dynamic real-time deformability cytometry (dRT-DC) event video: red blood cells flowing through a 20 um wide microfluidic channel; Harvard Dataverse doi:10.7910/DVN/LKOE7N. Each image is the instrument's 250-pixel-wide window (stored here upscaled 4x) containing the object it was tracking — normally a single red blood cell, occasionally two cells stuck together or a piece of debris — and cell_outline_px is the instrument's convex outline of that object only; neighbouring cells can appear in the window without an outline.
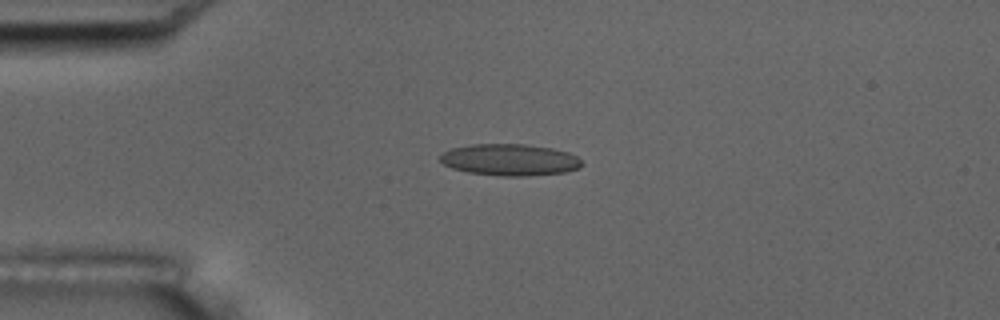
{"species": "common noctule bat (a hibernating species)", "species_latin": "Nyctalus noctula", "temperature_condition": "room temperature", "stored_images_in_passage": 4, "camera_frame_rate_fps": 3000, "um_per_image_px": 0.085, "animal": {"sex": "male", "body_mass_g": 17.5, "forearm_length_mm": 52.3}, "frame": {"image": 1, "passage_image": 1, "time_ms": 0.0, "image_size_px": [1000, 320], "cell_outline_px": [[584, 164], [580, 168], [564, 172], [524, 176], [504, 176], [468, 172], [452, 168], [444, 164], [440, 160], [440, 156], [444, 152], [452, 148], [472, 144], [524, 144], [552, 148], [568, 152], [576, 156]], "centroid_in_image_um": [43.35, 13.58], "position_along_channel_um": 41.7, "area_um2": 26.01}}